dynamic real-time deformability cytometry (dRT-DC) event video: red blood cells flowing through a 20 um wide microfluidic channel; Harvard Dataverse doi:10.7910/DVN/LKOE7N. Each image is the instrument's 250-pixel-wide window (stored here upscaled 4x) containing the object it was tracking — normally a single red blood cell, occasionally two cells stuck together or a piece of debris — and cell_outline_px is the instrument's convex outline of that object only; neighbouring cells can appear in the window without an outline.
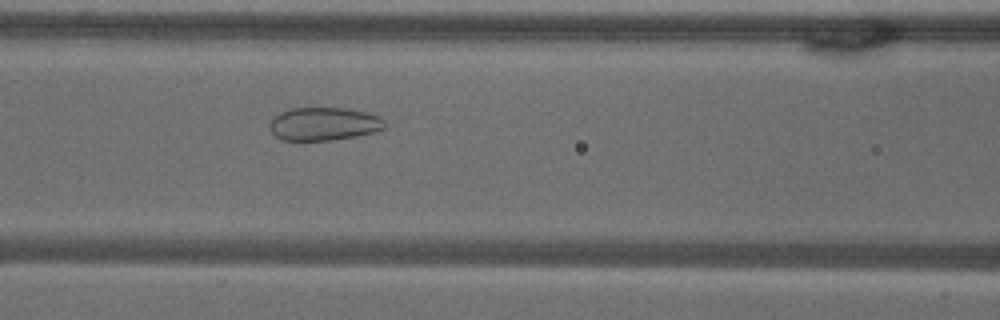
{"species": "common noctule bat (a hibernating species)", "species_latin": "Nyctalus noctula", "temperature_condition": "warm", "stored_images_in_passage": 56, "camera_frame_rate_fps": 3000, "um_per_image_px": 0.085, "animal": {"sex": "male", "body_mass_g": 18.8}, "frame": {"image": 1, "passage_image": 24, "time_ms": 7.667, "image_size_px": [1000, 320], "cell_outline_px": [[388, 128], [356, 136], [332, 140], [280, 140], [272, 132], [268, 124], [280, 112], [292, 108], [348, 108], [368, 112], [380, 116], [388, 124]], "centroid_in_image_um": [27.58, 10.53], "position_along_channel_um": 139.0, "area_um2": 22.43}}
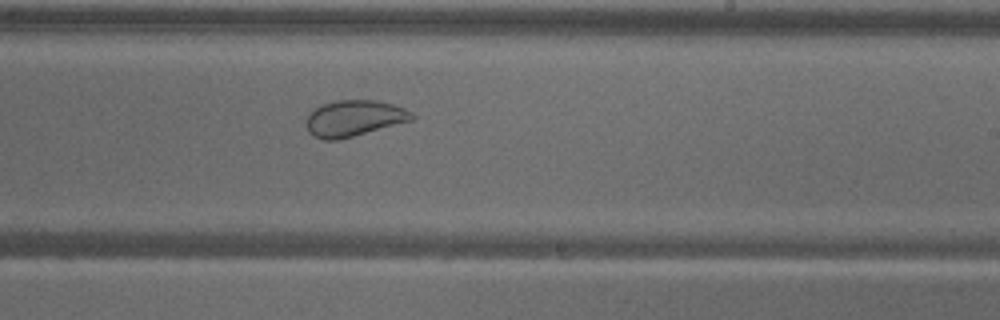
{"frame": {"image": 2, "passage_image": 34, "time_ms": 11.0, "image_size_px": [1000, 320], "cell_outline_px": [[416, 116], [412, 120], [352, 136], [336, 140], [324, 140], [312, 136], [308, 132], [304, 120], [308, 112], [324, 104], [336, 100], [376, 100], [392, 104], [404, 108], [412, 112]], "centroid_in_image_um": [30.04, 10.05], "position_along_channel_um": 259.0, "area_um2": 22.25}}
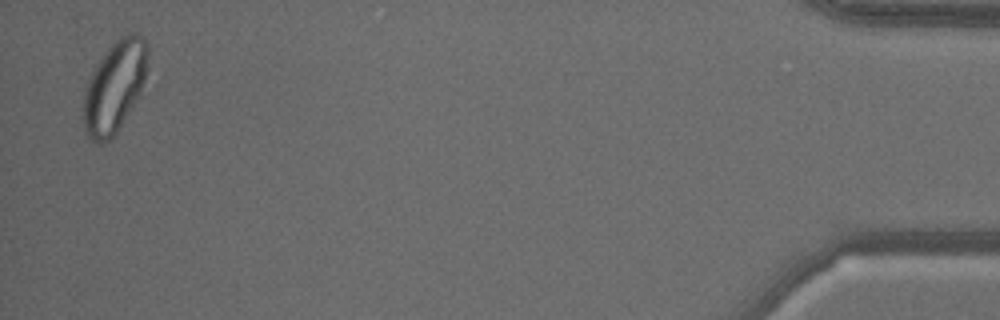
{"frame": {"image": 3, "passage_image": 55, "time_ms": 18.0, "image_size_px": [1000, 320], "cell_outline_px": [[148, 52], [144, 76], [140, 92], [136, 100], [116, 132], [104, 144], [96, 144], [88, 136], [84, 128], [84, 92], [88, 80], [96, 64], [104, 52], [120, 36], [128, 32], [136, 32], [144, 36], [148, 44]], "centroid_in_image_um": [9.73, 7.33], "position_along_channel_um": 425.5, "area_um2": 33.99}}